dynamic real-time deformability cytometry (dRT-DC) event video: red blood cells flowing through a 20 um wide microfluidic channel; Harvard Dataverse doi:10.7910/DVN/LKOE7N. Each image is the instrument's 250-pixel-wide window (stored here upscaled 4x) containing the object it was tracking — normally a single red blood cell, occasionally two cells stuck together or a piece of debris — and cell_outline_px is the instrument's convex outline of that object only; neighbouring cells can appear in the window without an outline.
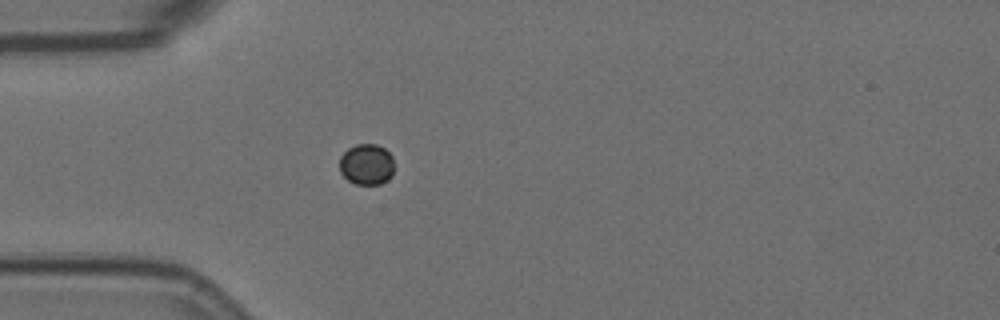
{"species": "Egyptian fruit bat (a non-hibernating species)", "species_latin": "Rousettus aegyptiacus", "temperature_condition": "room temperature", "stored_images_in_passage": 25, "camera_frame_rate_fps": 3000, "um_per_image_px": 0.085, "animal": {"sex": "female"}, "frame": {"image": 1, "passage_image": 1, "time_ms": 0.0, "image_size_px": [1000, 320], "cell_outline_px": [[392, 176], [388, 180], [380, 184], [356, 184], [348, 180], [340, 172], [340, 156], [348, 148], [356, 144], [376, 144], [384, 148], [392, 156]], "centroid_in_image_um": [31.15, 13.97], "position_along_channel_um": 53.9, "area_um2": 13.01}}
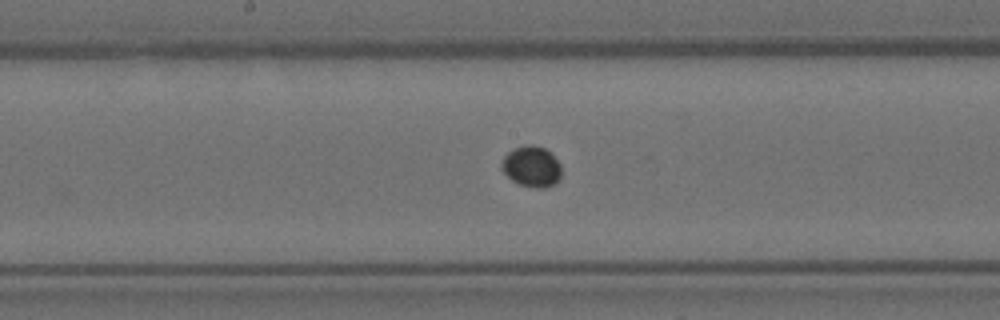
{"frame": {"image": 2, "passage_image": 14, "time_ms": 4.333, "image_size_px": [1000, 320], "cell_outline_px": [[560, 180], [556, 184], [544, 188], [536, 188], [520, 184], [512, 180], [500, 168], [500, 164], [504, 156], [508, 152], [516, 148], [528, 144], [532, 144], [544, 148], [560, 164]], "centroid_in_image_um": [45.18, 14.17], "position_along_channel_um": 203.0, "area_um2": 14.1}}
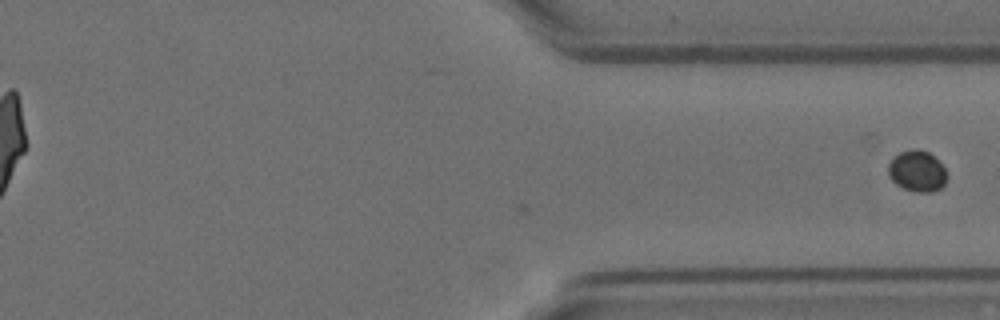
{"frame": {"image": 3, "passage_image": 25, "time_ms": 8.0, "image_size_px": [1000, 320], "cell_outline_px": [[948, 176], [944, 184], [940, 188], [932, 192], [916, 192], [904, 188], [896, 184], [888, 176], [888, 164], [900, 152], [916, 148], [928, 152], [944, 168]], "centroid_in_image_um": [77.95, 14.56], "position_along_channel_um": 333.4, "area_um2": 13.87}}